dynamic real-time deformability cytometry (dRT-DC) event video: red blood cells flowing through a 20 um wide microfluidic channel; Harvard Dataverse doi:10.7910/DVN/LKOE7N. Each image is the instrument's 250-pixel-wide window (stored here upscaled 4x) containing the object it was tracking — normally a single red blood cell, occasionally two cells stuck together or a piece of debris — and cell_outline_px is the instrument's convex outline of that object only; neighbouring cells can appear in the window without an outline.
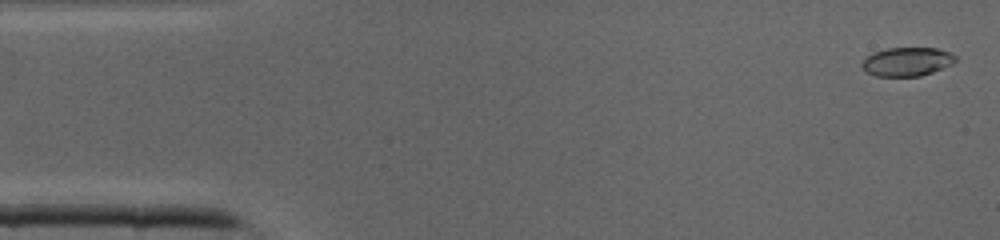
{"species": "common noctule bat (a hibernating species)", "species_latin": "Nyctalus noctula", "temperature_condition": "cold", "stored_images_in_passage": 41, "camera_frame_rate_fps": 3000, "um_per_image_px": 0.085, "animal": {"sex": "male", "body_mass_g": 19.0, "forearm_length_mm": 50.8}, "frame": {"image": 1, "passage_image": 1, "time_ms": 0.0, "image_size_px": [1000, 240], "cell_outline_px": [[956, 60], [952, 64], [932, 72], [920, 76], [876, 76], [868, 72], [860, 64], [872, 52], [888, 48], [936, 48], [948, 52], [956, 56]], "centroid_in_image_um": [77.1, 5.24], "position_along_channel_um": 7.9, "area_um2": 15.49}}
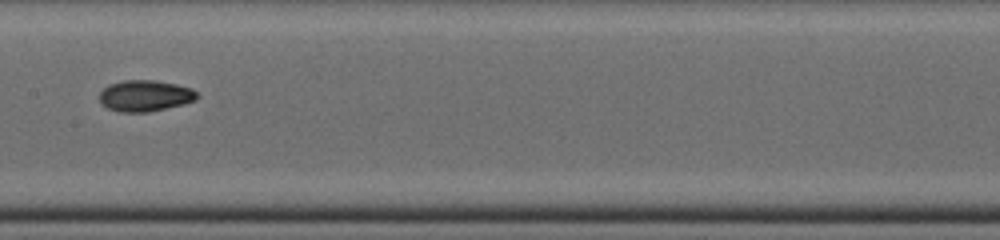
{"frame": {"image": 2, "passage_image": 20, "time_ms": 6.333, "image_size_px": [1000, 240], "cell_outline_px": [[200, 96], [196, 100], [184, 104], [148, 112], [120, 112], [108, 108], [100, 104], [100, 92], [108, 84], [124, 80], [156, 80], [176, 84], [192, 88]], "centroid_in_image_um": [12.34, 8.14], "position_along_channel_um": 195.1, "area_um2": 17.92}}
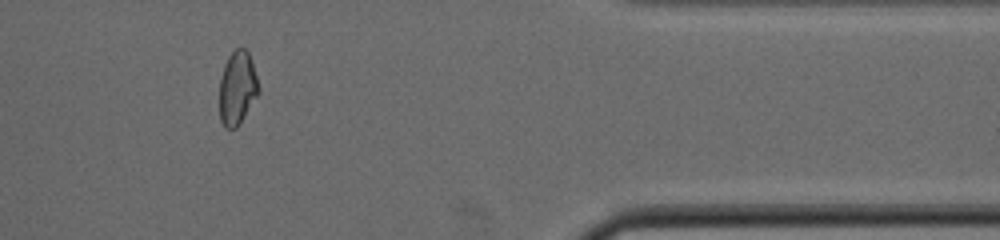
{"frame": {"image": 3, "passage_image": 34, "time_ms": 11.0, "image_size_px": [1000, 240], "cell_outline_px": [[260, 92], [236, 128], [224, 128], [220, 120], [220, 76], [224, 64], [228, 56], [236, 48], [244, 48], [248, 52], [260, 88]], "centroid_in_image_um": [20.16, 7.48], "position_along_channel_um": 391.2, "area_um2": 16.7}}